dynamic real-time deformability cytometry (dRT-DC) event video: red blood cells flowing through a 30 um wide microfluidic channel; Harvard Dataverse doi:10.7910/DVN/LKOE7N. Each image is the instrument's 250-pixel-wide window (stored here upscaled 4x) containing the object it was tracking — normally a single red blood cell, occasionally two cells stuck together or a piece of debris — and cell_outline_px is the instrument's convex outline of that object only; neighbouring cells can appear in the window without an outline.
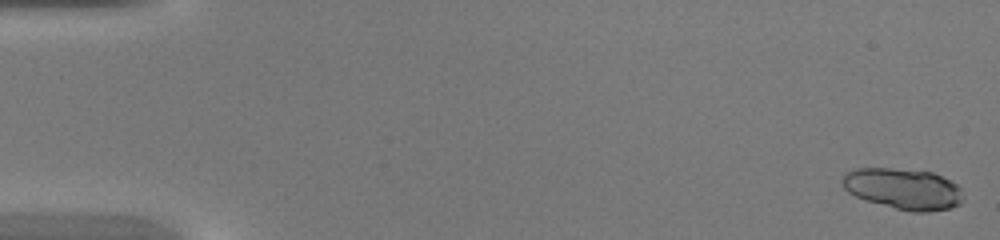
{"species": "common noctule bat (a hibernating species)", "species_latin": "Nyctalus noctula", "temperature_condition": "warm", "stored_images_in_passage": 44, "camera_frame_rate_fps": 3000, "um_per_image_px": 0.085, "animal": {"sex": "female", "body_mass_g": 20.0, "forearm_length_mm": 54.0}, "frame": {"image": 1, "passage_image": 1, "time_ms": 0.0, "image_size_px": [1000, 240], "cell_outline_px": [[964, 196], [960, 204], [952, 208], [928, 212], [912, 212], [864, 200], [848, 192], [844, 188], [840, 180], [844, 172], [856, 168], [892, 168], [932, 172], [956, 184], [960, 188]], "centroid_in_image_um": [76.75, 16.05], "position_along_channel_um": 8.2, "area_um2": 29.07}}
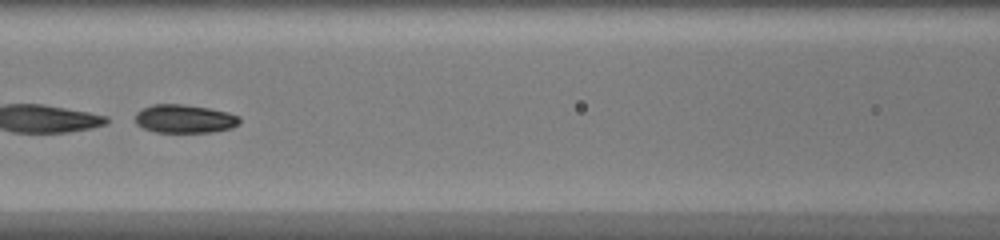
{"frame": {"image": 2, "passage_image": 21, "time_ms": 6.667, "image_size_px": [1000, 240], "cell_outline_px": [[240, 124], [232, 128], [212, 132], [156, 132], [144, 128], [136, 124], [136, 112], [140, 108], [152, 104], [184, 104], [208, 108], [228, 112], [240, 116]], "centroid_in_image_um": [15.69, 10.09], "position_along_channel_um": 150.9, "area_um2": 17.46}}
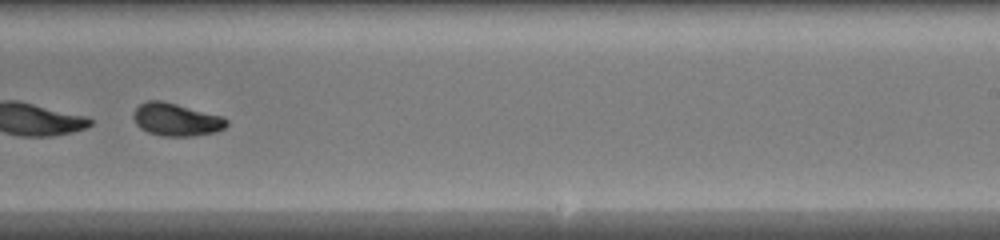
{"frame": {"image": 3, "passage_image": 29, "time_ms": 9.333, "image_size_px": [1000, 240], "cell_outline_px": [[228, 124], [224, 128], [216, 132], [192, 136], [160, 136], [148, 132], [140, 128], [136, 124], [132, 116], [132, 112], [140, 104], [148, 100], [160, 100], [224, 116], [228, 120]], "centroid_in_image_um": [14.97, 10.17], "position_along_channel_um": 274.0, "area_um2": 17.92}}